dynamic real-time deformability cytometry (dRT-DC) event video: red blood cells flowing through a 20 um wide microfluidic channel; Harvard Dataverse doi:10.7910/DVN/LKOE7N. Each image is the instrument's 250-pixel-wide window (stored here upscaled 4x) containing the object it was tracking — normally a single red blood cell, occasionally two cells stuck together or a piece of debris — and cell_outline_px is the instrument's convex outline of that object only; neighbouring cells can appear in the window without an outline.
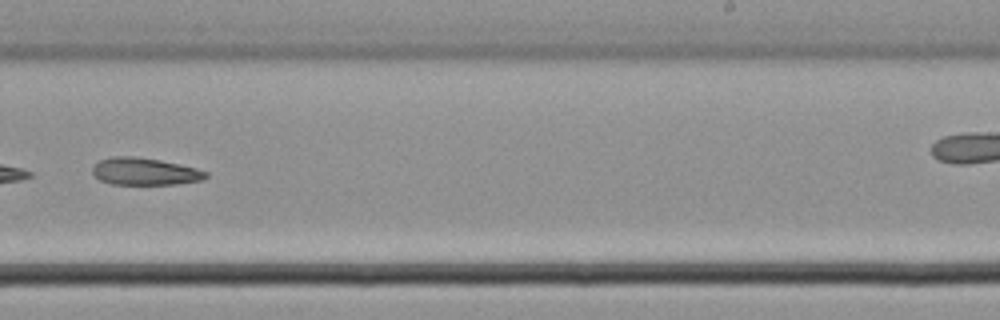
{"species": "common noctule bat (a hibernating species)", "species_latin": "Nyctalus noctula", "temperature_condition": "cold", "stored_images_in_passage": 31, "camera_frame_rate_fps": 3000, "um_per_image_px": 0.085, "animal": {"sex": "male", "body_mass_g": 21.5, "forearm_length_mm": 52.0}, "frame": {"image": 1, "passage_image": 18, "time_ms": 5.667, "image_size_px": [1000, 320], "cell_outline_px": [[208, 176], [204, 180], [176, 184], [112, 184], [100, 180], [92, 172], [92, 168], [100, 160], [112, 156], [132, 156], [160, 160], [196, 168], [208, 172]], "centroid_in_image_um": [12.33, 14.58], "position_along_channel_um": 276.7, "area_um2": 17.92}}
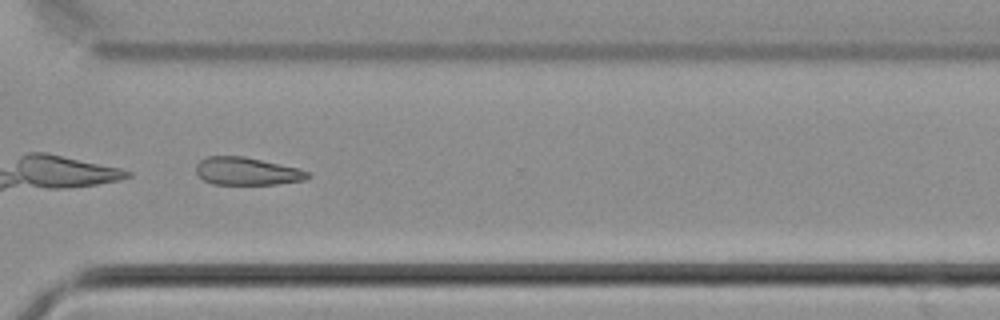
{"frame": {"image": 2, "passage_image": 22, "time_ms": 7.0, "image_size_px": [1000, 320], "cell_outline_px": [[312, 176], [304, 180], [276, 184], [212, 184], [204, 180], [196, 172], [196, 164], [200, 160], [208, 156], [244, 156], [296, 168], [308, 172]], "centroid_in_image_um": [20.96, 14.56], "position_along_channel_um": 349.6, "area_um2": 17.86}}